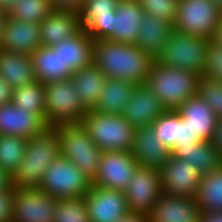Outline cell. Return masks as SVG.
Returning a JSON list of instances; mask_svg holds the SVG:
<instances>
[{"label": "cell", "mask_w": 222, "mask_h": 222, "mask_svg": "<svg viewBox=\"0 0 222 222\" xmlns=\"http://www.w3.org/2000/svg\"><path fill=\"white\" fill-rule=\"evenodd\" d=\"M155 59L134 44L94 41L93 63L106 78L146 83Z\"/></svg>", "instance_id": "1"}, {"label": "cell", "mask_w": 222, "mask_h": 222, "mask_svg": "<svg viewBox=\"0 0 222 222\" xmlns=\"http://www.w3.org/2000/svg\"><path fill=\"white\" fill-rule=\"evenodd\" d=\"M61 155L59 133L48 127L27 141L25 155L12 176L15 188H38L46 169Z\"/></svg>", "instance_id": "2"}, {"label": "cell", "mask_w": 222, "mask_h": 222, "mask_svg": "<svg viewBox=\"0 0 222 222\" xmlns=\"http://www.w3.org/2000/svg\"><path fill=\"white\" fill-rule=\"evenodd\" d=\"M197 73L163 66L154 62L146 84L155 93L166 110H176L182 102L197 95Z\"/></svg>", "instance_id": "3"}, {"label": "cell", "mask_w": 222, "mask_h": 222, "mask_svg": "<svg viewBox=\"0 0 222 222\" xmlns=\"http://www.w3.org/2000/svg\"><path fill=\"white\" fill-rule=\"evenodd\" d=\"M80 123L100 150H131L136 129L121 114L101 113L91 109Z\"/></svg>", "instance_id": "4"}, {"label": "cell", "mask_w": 222, "mask_h": 222, "mask_svg": "<svg viewBox=\"0 0 222 222\" xmlns=\"http://www.w3.org/2000/svg\"><path fill=\"white\" fill-rule=\"evenodd\" d=\"M211 40L191 36L173 29L155 61L163 66L178 68L203 76L206 53Z\"/></svg>", "instance_id": "5"}, {"label": "cell", "mask_w": 222, "mask_h": 222, "mask_svg": "<svg viewBox=\"0 0 222 222\" xmlns=\"http://www.w3.org/2000/svg\"><path fill=\"white\" fill-rule=\"evenodd\" d=\"M59 133L61 156L73 162L93 182L97 176L102 150L81 123L54 126Z\"/></svg>", "instance_id": "6"}, {"label": "cell", "mask_w": 222, "mask_h": 222, "mask_svg": "<svg viewBox=\"0 0 222 222\" xmlns=\"http://www.w3.org/2000/svg\"><path fill=\"white\" fill-rule=\"evenodd\" d=\"M45 117L49 127L80 123L89 111L70 79L44 84Z\"/></svg>", "instance_id": "7"}, {"label": "cell", "mask_w": 222, "mask_h": 222, "mask_svg": "<svg viewBox=\"0 0 222 222\" xmlns=\"http://www.w3.org/2000/svg\"><path fill=\"white\" fill-rule=\"evenodd\" d=\"M222 9L212 0H179L173 29L213 41Z\"/></svg>", "instance_id": "8"}, {"label": "cell", "mask_w": 222, "mask_h": 222, "mask_svg": "<svg viewBox=\"0 0 222 222\" xmlns=\"http://www.w3.org/2000/svg\"><path fill=\"white\" fill-rule=\"evenodd\" d=\"M91 186L87 176L73 162L60 155L46 169L38 189L58 200L84 197Z\"/></svg>", "instance_id": "9"}, {"label": "cell", "mask_w": 222, "mask_h": 222, "mask_svg": "<svg viewBox=\"0 0 222 222\" xmlns=\"http://www.w3.org/2000/svg\"><path fill=\"white\" fill-rule=\"evenodd\" d=\"M57 199L38 188H16L11 222H54Z\"/></svg>", "instance_id": "10"}, {"label": "cell", "mask_w": 222, "mask_h": 222, "mask_svg": "<svg viewBox=\"0 0 222 222\" xmlns=\"http://www.w3.org/2000/svg\"><path fill=\"white\" fill-rule=\"evenodd\" d=\"M124 193L130 213L148 215L163 193L160 170L139 166Z\"/></svg>", "instance_id": "11"}, {"label": "cell", "mask_w": 222, "mask_h": 222, "mask_svg": "<svg viewBox=\"0 0 222 222\" xmlns=\"http://www.w3.org/2000/svg\"><path fill=\"white\" fill-rule=\"evenodd\" d=\"M138 167L130 151H103L92 185L124 191Z\"/></svg>", "instance_id": "12"}, {"label": "cell", "mask_w": 222, "mask_h": 222, "mask_svg": "<svg viewBox=\"0 0 222 222\" xmlns=\"http://www.w3.org/2000/svg\"><path fill=\"white\" fill-rule=\"evenodd\" d=\"M91 222H118L130 213L124 191L92 185L84 196Z\"/></svg>", "instance_id": "13"}, {"label": "cell", "mask_w": 222, "mask_h": 222, "mask_svg": "<svg viewBox=\"0 0 222 222\" xmlns=\"http://www.w3.org/2000/svg\"><path fill=\"white\" fill-rule=\"evenodd\" d=\"M160 175L163 193L190 198H195L202 178L195 166L172 155L160 169Z\"/></svg>", "instance_id": "14"}, {"label": "cell", "mask_w": 222, "mask_h": 222, "mask_svg": "<svg viewBox=\"0 0 222 222\" xmlns=\"http://www.w3.org/2000/svg\"><path fill=\"white\" fill-rule=\"evenodd\" d=\"M166 111L159 97L146 83L137 84L121 115L135 129L150 126Z\"/></svg>", "instance_id": "15"}, {"label": "cell", "mask_w": 222, "mask_h": 222, "mask_svg": "<svg viewBox=\"0 0 222 222\" xmlns=\"http://www.w3.org/2000/svg\"><path fill=\"white\" fill-rule=\"evenodd\" d=\"M41 47L38 23H29L6 16L2 28L0 49L31 55Z\"/></svg>", "instance_id": "16"}, {"label": "cell", "mask_w": 222, "mask_h": 222, "mask_svg": "<svg viewBox=\"0 0 222 222\" xmlns=\"http://www.w3.org/2000/svg\"><path fill=\"white\" fill-rule=\"evenodd\" d=\"M200 213L195 198L162 193L148 214V221L198 222Z\"/></svg>", "instance_id": "17"}, {"label": "cell", "mask_w": 222, "mask_h": 222, "mask_svg": "<svg viewBox=\"0 0 222 222\" xmlns=\"http://www.w3.org/2000/svg\"><path fill=\"white\" fill-rule=\"evenodd\" d=\"M48 127L40 116L18 108L12 102L0 106V135L30 139L43 133Z\"/></svg>", "instance_id": "18"}, {"label": "cell", "mask_w": 222, "mask_h": 222, "mask_svg": "<svg viewBox=\"0 0 222 222\" xmlns=\"http://www.w3.org/2000/svg\"><path fill=\"white\" fill-rule=\"evenodd\" d=\"M94 40L82 28L74 36L53 46L63 61V73L70 79L72 74L93 63Z\"/></svg>", "instance_id": "19"}, {"label": "cell", "mask_w": 222, "mask_h": 222, "mask_svg": "<svg viewBox=\"0 0 222 222\" xmlns=\"http://www.w3.org/2000/svg\"><path fill=\"white\" fill-rule=\"evenodd\" d=\"M139 166L161 169L171 157V150L163 146L151 126L135 130L130 150Z\"/></svg>", "instance_id": "20"}, {"label": "cell", "mask_w": 222, "mask_h": 222, "mask_svg": "<svg viewBox=\"0 0 222 222\" xmlns=\"http://www.w3.org/2000/svg\"><path fill=\"white\" fill-rule=\"evenodd\" d=\"M39 27L42 47H53L82 29L79 13L57 9L43 19Z\"/></svg>", "instance_id": "21"}, {"label": "cell", "mask_w": 222, "mask_h": 222, "mask_svg": "<svg viewBox=\"0 0 222 222\" xmlns=\"http://www.w3.org/2000/svg\"><path fill=\"white\" fill-rule=\"evenodd\" d=\"M176 111L187 121L193 134L204 142H211L218 118L198 94L182 102Z\"/></svg>", "instance_id": "22"}, {"label": "cell", "mask_w": 222, "mask_h": 222, "mask_svg": "<svg viewBox=\"0 0 222 222\" xmlns=\"http://www.w3.org/2000/svg\"><path fill=\"white\" fill-rule=\"evenodd\" d=\"M144 16L145 12L137 0H119L114 12L113 37L110 40L135 45Z\"/></svg>", "instance_id": "23"}, {"label": "cell", "mask_w": 222, "mask_h": 222, "mask_svg": "<svg viewBox=\"0 0 222 222\" xmlns=\"http://www.w3.org/2000/svg\"><path fill=\"white\" fill-rule=\"evenodd\" d=\"M139 28L135 45L156 59L173 30V23L145 14Z\"/></svg>", "instance_id": "24"}, {"label": "cell", "mask_w": 222, "mask_h": 222, "mask_svg": "<svg viewBox=\"0 0 222 222\" xmlns=\"http://www.w3.org/2000/svg\"><path fill=\"white\" fill-rule=\"evenodd\" d=\"M106 79L105 74L94 63L74 72L70 78L81 102L88 110L93 109L97 104Z\"/></svg>", "instance_id": "25"}, {"label": "cell", "mask_w": 222, "mask_h": 222, "mask_svg": "<svg viewBox=\"0 0 222 222\" xmlns=\"http://www.w3.org/2000/svg\"><path fill=\"white\" fill-rule=\"evenodd\" d=\"M171 155L176 159H185L195 166L201 175L210 173L222 166V156L211 142H199L197 145L175 146Z\"/></svg>", "instance_id": "26"}, {"label": "cell", "mask_w": 222, "mask_h": 222, "mask_svg": "<svg viewBox=\"0 0 222 222\" xmlns=\"http://www.w3.org/2000/svg\"><path fill=\"white\" fill-rule=\"evenodd\" d=\"M0 76L12 89L36 81L30 55L0 49Z\"/></svg>", "instance_id": "27"}, {"label": "cell", "mask_w": 222, "mask_h": 222, "mask_svg": "<svg viewBox=\"0 0 222 222\" xmlns=\"http://www.w3.org/2000/svg\"><path fill=\"white\" fill-rule=\"evenodd\" d=\"M130 80L106 79L104 90L93 111L121 114L136 88Z\"/></svg>", "instance_id": "28"}, {"label": "cell", "mask_w": 222, "mask_h": 222, "mask_svg": "<svg viewBox=\"0 0 222 222\" xmlns=\"http://www.w3.org/2000/svg\"><path fill=\"white\" fill-rule=\"evenodd\" d=\"M30 58L37 81L46 84L69 79L63 73V61L60 54L53 47L41 46L30 55Z\"/></svg>", "instance_id": "29"}, {"label": "cell", "mask_w": 222, "mask_h": 222, "mask_svg": "<svg viewBox=\"0 0 222 222\" xmlns=\"http://www.w3.org/2000/svg\"><path fill=\"white\" fill-rule=\"evenodd\" d=\"M195 199L201 213L222 212V166L202 175Z\"/></svg>", "instance_id": "30"}, {"label": "cell", "mask_w": 222, "mask_h": 222, "mask_svg": "<svg viewBox=\"0 0 222 222\" xmlns=\"http://www.w3.org/2000/svg\"><path fill=\"white\" fill-rule=\"evenodd\" d=\"M44 99V84L36 80L31 84L14 88L11 102L18 108L37 114L46 122Z\"/></svg>", "instance_id": "31"}, {"label": "cell", "mask_w": 222, "mask_h": 222, "mask_svg": "<svg viewBox=\"0 0 222 222\" xmlns=\"http://www.w3.org/2000/svg\"><path fill=\"white\" fill-rule=\"evenodd\" d=\"M28 139L13 135H0V168L13 176L22 161Z\"/></svg>", "instance_id": "32"}, {"label": "cell", "mask_w": 222, "mask_h": 222, "mask_svg": "<svg viewBox=\"0 0 222 222\" xmlns=\"http://www.w3.org/2000/svg\"><path fill=\"white\" fill-rule=\"evenodd\" d=\"M53 10L49 0H17L6 15L20 21L40 24Z\"/></svg>", "instance_id": "33"}, {"label": "cell", "mask_w": 222, "mask_h": 222, "mask_svg": "<svg viewBox=\"0 0 222 222\" xmlns=\"http://www.w3.org/2000/svg\"><path fill=\"white\" fill-rule=\"evenodd\" d=\"M160 143L172 150L178 143V112L166 110L150 125Z\"/></svg>", "instance_id": "34"}, {"label": "cell", "mask_w": 222, "mask_h": 222, "mask_svg": "<svg viewBox=\"0 0 222 222\" xmlns=\"http://www.w3.org/2000/svg\"><path fill=\"white\" fill-rule=\"evenodd\" d=\"M54 222H91L84 197L58 199Z\"/></svg>", "instance_id": "35"}, {"label": "cell", "mask_w": 222, "mask_h": 222, "mask_svg": "<svg viewBox=\"0 0 222 222\" xmlns=\"http://www.w3.org/2000/svg\"><path fill=\"white\" fill-rule=\"evenodd\" d=\"M197 94L213 109L217 118L222 119V82L201 76Z\"/></svg>", "instance_id": "36"}, {"label": "cell", "mask_w": 222, "mask_h": 222, "mask_svg": "<svg viewBox=\"0 0 222 222\" xmlns=\"http://www.w3.org/2000/svg\"><path fill=\"white\" fill-rule=\"evenodd\" d=\"M81 26L94 41L110 40L113 37L114 12L99 17H80Z\"/></svg>", "instance_id": "37"}, {"label": "cell", "mask_w": 222, "mask_h": 222, "mask_svg": "<svg viewBox=\"0 0 222 222\" xmlns=\"http://www.w3.org/2000/svg\"><path fill=\"white\" fill-rule=\"evenodd\" d=\"M145 14L174 22L179 0H137Z\"/></svg>", "instance_id": "38"}, {"label": "cell", "mask_w": 222, "mask_h": 222, "mask_svg": "<svg viewBox=\"0 0 222 222\" xmlns=\"http://www.w3.org/2000/svg\"><path fill=\"white\" fill-rule=\"evenodd\" d=\"M203 76L222 82V48L213 41L208 46Z\"/></svg>", "instance_id": "39"}, {"label": "cell", "mask_w": 222, "mask_h": 222, "mask_svg": "<svg viewBox=\"0 0 222 222\" xmlns=\"http://www.w3.org/2000/svg\"><path fill=\"white\" fill-rule=\"evenodd\" d=\"M119 0H85L80 17H99L115 12Z\"/></svg>", "instance_id": "40"}, {"label": "cell", "mask_w": 222, "mask_h": 222, "mask_svg": "<svg viewBox=\"0 0 222 222\" xmlns=\"http://www.w3.org/2000/svg\"><path fill=\"white\" fill-rule=\"evenodd\" d=\"M15 187L10 185L0 191V222H11Z\"/></svg>", "instance_id": "41"}, {"label": "cell", "mask_w": 222, "mask_h": 222, "mask_svg": "<svg viewBox=\"0 0 222 222\" xmlns=\"http://www.w3.org/2000/svg\"><path fill=\"white\" fill-rule=\"evenodd\" d=\"M202 140L197 134H193L187 121L178 113V143L176 146L197 145Z\"/></svg>", "instance_id": "42"}, {"label": "cell", "mask_w": 222, "mask_h": 222, "mask_svg": "<svg viewBox=\"0 0 222 222\" xmlns=\"http://www.w3.org/2000/svg\"><path fill=\"white\" fill-rule=\"evenodd\" d=\"M52 8L57 10L80 13L85 5V0H49Z\"/></svg>", "instance_id": "43"}, {"label": "cell", "mask_w": 222, "mask_h": 222, "mask_svg": "<svg viewBox=\"0 0 222 222\" xmlns=\"http://www.w3.org/2000/svg\"><path fill=\"white\" fill-rule=\"evenodd\" d=\"M12 87L0 76V106L11 103Z\"/></svg>", "instance_id": "44"}, {"label": "cell", "mask_w": 222, "mask_h": 222, "mask_svg": "<svg viewBox=\"0 0 222 222\" xmlns=\"http://www.w3.org/2000/svg\"><path fill=\"white\" fill-rule=\"evenodd\" d=\"M211 143L216 147L222 156V119H218L215 125V132L213 134Z\"/></svg>", "instance_id": "45"}, {"label": "cell", "mask_w": 222, "mask_h": 222, "mask_svg": "<svg viewBox=\"0 0 222 222\" xmlns=\"http://www.w3.org/2000/svg\"><path fill=\"white\" fill-rule=\"evenodd\" d=\"M198 222H222V212L200 213Z\"/></svg>", "instance_id": "46"}, {"label": "cell", "mask_w": 222, "mask_h": 222, "mask_svg": "<svg viewBox=\"0 0 222 222\" xmlns=\"http://www.w3.org/2000/svg\"><path fill=\"white\" fill-rule=\"evenodd\" d=\"M118 222H149L148 215L140 213H129L122 217Z\"/></svg>", "instance_id": "47"}, {"label": "cell", "mask_w": 222, "mask_h": 222, "mask_svg": "<svg viewBox=\"0 0 222 222\" xmlns=\"http://www.w3.org/2000/svg\"><path fill=\"white\" fill-rule=\"evenodd\" d=\"M10 185H12V176L0 168V191H4Z\"/></svg>", "instance_id": "48"}, {"label": "cell", "mask_w": 222, "mask_h": 222, "mask_svg": "<svg viewBox=\"0 0 222 222\" xmlns=\"http://www.w3.org/2000/svg\"><path fill=\"white\" fill-rule=\"evenodd\" d=\"M17 3V0H0V10L6 14Z\"/></svg>", "instance_id": "49"}, {"label": "cell", "mask_w": 222, "mask_h": 222, "mask_svg": "<svg viewBox=\"0 0 222 222\" xmlns=\"http://www.w3.org/2000/svg\"><path fill=\"white\" fill-rule=\"evenodd\" d=\"M213 42L222 48V20H221V24L216 30V34H215V38Z\"/></svg>", "instance_id": "50"}, {"label": "cell", "mask_w": 222, "mask_h": 222, "mask_svg": "<svg viewBox=\"0 0 222 222\" xmlns=\"http://www.w3.org/2000/svg\"><path fill=\"white\" fill-rule=\"evenodd\" d=\"M6 13L0 10V43H1V37H2V28L4 24V20L6 17Z\"/></svg>", "instance_id": "51"}, {"label": "cell", "mask_w": 222, "mask_h": 222, "mask_svg": "<svg viewBox=\"0 0 222 222\" xmlns=\"http://www.w3.org/2000/svg\"><path fill=\"white\" fill-rule=\"evenodd\" d=\"M213 2H215V4L222 9V0H212Z\"/></svg>", "instance_id": "52"}]
</instances>
